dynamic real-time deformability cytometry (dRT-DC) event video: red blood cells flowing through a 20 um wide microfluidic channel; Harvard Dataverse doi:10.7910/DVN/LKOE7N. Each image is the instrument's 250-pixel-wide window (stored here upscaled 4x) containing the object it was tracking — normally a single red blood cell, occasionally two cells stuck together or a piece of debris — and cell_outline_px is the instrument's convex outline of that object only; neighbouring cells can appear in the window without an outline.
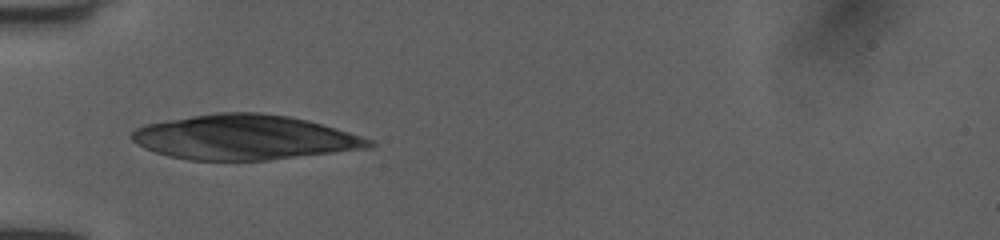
{"species": "human", "species_latin": "Homo sapiens", "temperature_condition": "room temperature", "stored_images_in_passage": 13, "camera_frame_rate_fps": 3000, "um_per_image_px": 0.085, "donor": {"sex": "female"}, "frame": {"image": 1, "passage_image": 1, "time_ms": 0.0, "image_size_px": [1000, 240], "cell_outline_px": [[376, 144], [372, 148], [268, 160], [188, 160], [168, 156], [144, 148], [136, 144], [128, 136], [136, 128], [144, 124], [216, 112], [260, 112], [288, 116], [308, 120], [336, 128], [376, 140]], "centroid_in_image_um": [20.8, 11.67], "position_along_channel_um": 64.2, "area_um2": 62.31}}